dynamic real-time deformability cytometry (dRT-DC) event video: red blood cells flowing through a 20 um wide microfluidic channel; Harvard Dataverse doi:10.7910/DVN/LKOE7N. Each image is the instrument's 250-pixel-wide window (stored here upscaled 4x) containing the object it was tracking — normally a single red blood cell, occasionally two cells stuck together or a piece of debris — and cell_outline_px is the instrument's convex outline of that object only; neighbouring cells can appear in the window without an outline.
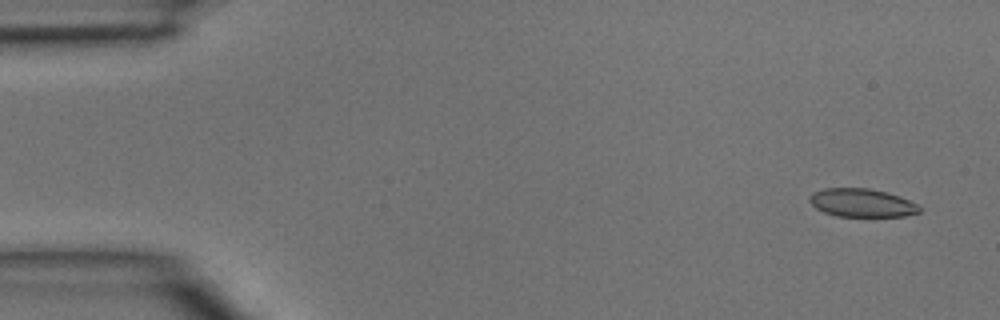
{"species": "common noctule bat (a hibernating species)", "species_latin": "Nyctalus noctula", "temperature_condition": "room temperature", "stored_images_in_passage": 5, "camera_frame_rate_fps": 3000, "um_per_image_px": 0.085, "animal": {"sex": "male", "body_mass_g": 15.6}, "frame": {"image": 1, "passage_image": 1, "time_ms": 0.0, "image_size_px": [1000, 320], "cell_outline_px": [[920, 212], [904, 216], [836, 216], [824, 212], [816, 208], [808, 200], [808, 196], [812, 192], [824, 188], [868, 188], [900, 196], [916, 204], [920, 208]], "centroid_in_image_um": [73.21, 17.23], "position_along_channel_um": 11.8, "area_um2": 18.03}}
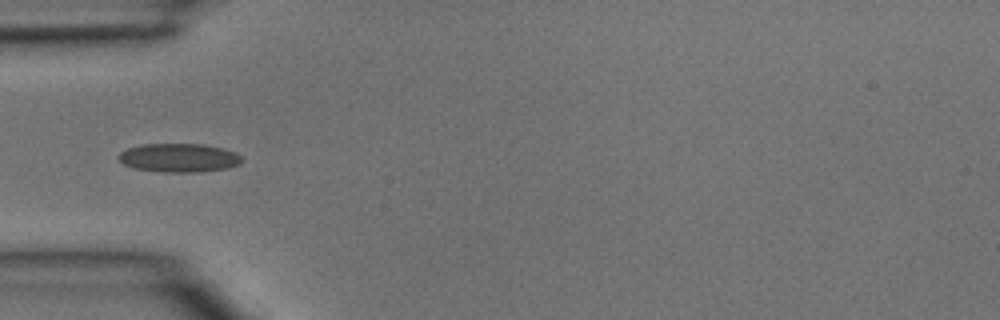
{"frame": {"image": 2, "passage_image": 4, "time_ms": 1.0, "image_size_px": [1000, 320], "cell_outline_px": [[244, 160], [240, 164], [228, 168], [200, 172], [160, 172], [136, 168], [124, 164], [116, 156], [120, 152], [128, 148], [144, 144], [204, 144], [224, 148], [236, 152]], "centroid_in_image_um": [15.25, 13.41], "position_along_channel_um": 69.7, "area_um2": 20.75}}
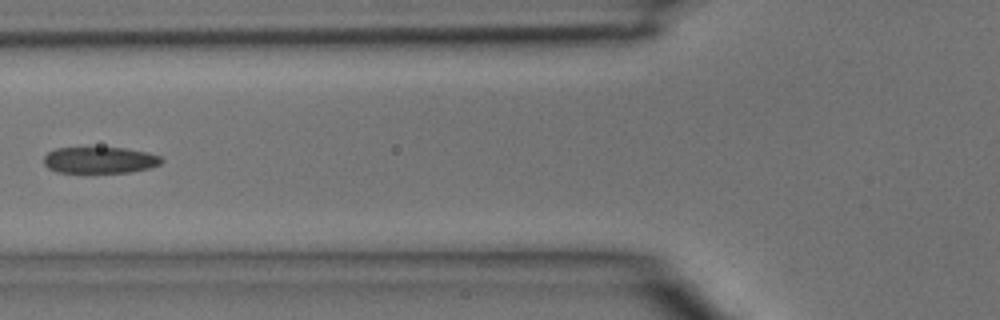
{"frame": {"image": 3, "passage_image": 5, "time_ms": 1.333, "image_size_px": [1000, 320], "cell_outline_px": [[164, 160], [160, 164], [148, 168], [132, 172], [56, 172], [48, 168], [44, 164], [44, 156], [48, 152], [56, 148], [124, 148], [148, 152], [160, 156]], "centroid_in_image_um": [8.49, 13.61], "position_along_channel_um": 117.3, "area_um2": 18.03}}